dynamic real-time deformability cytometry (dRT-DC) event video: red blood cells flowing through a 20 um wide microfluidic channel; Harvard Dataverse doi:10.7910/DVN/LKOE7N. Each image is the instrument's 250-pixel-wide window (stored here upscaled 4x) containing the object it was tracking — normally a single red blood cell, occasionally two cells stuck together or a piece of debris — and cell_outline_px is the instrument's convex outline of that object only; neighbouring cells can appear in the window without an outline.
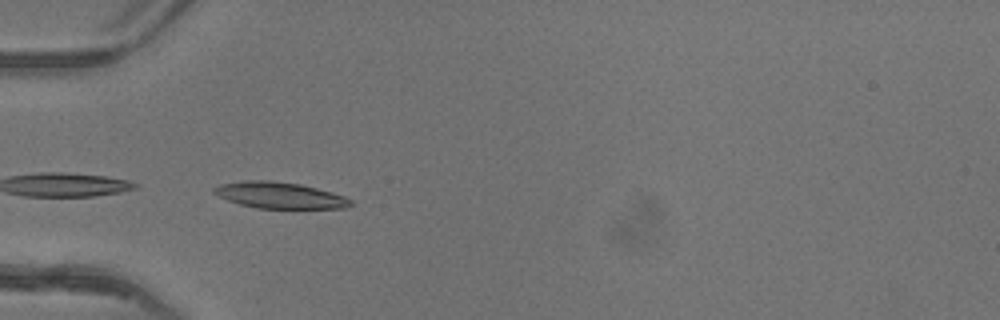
{"species": "common noctule bat (a hibernating species)", "species_latin": "Nyctalus noctula", "temperature_condition": "warm", "stored_images_in_passage": 35, "camera_frame_rate_fps": 3000, "um_per_image_px": 0.085, "animal": {"sex": "female"}, "frame": {"image": 1, "passage_image": 2, "time_ms": 0.333, "image_size_px": [1000, 320], "cell_outline_px": [[352, 204], [344, 208], [256, 208], [240, 204], [228, 200], [212, 192], [212, 188], [220, 184], [244, 180], [272, 180], [300, 184], [332, 192], [344, 196], [352, 200]], "centroid_in_image_um": [23.75, 16.59], "position_along_channel_um": 61.2, "area_um2": 20.87}}
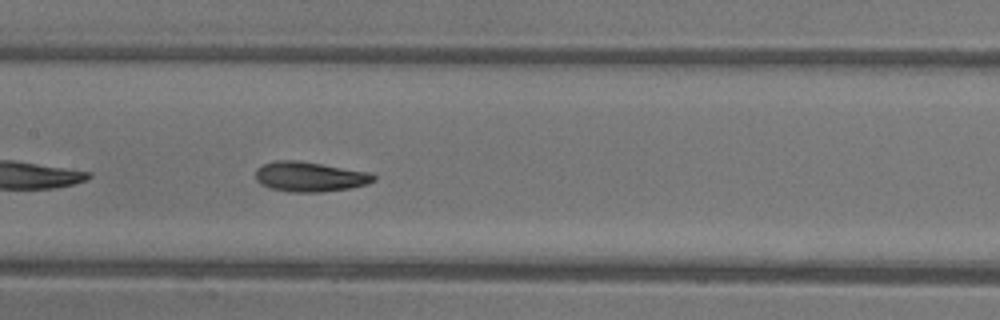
{"frame": {"image": 2, "passage_image": 11, "time_ms": 3.333, "image_size_px": [1000, 320], "cell_outline_px": [[376, 180], [368, 184], [348, 188], [320, 192], [288, 192], [268, 188], [260, 184], [256, 180], [256, 168], [264, 164], [276, 160], [296, 160], [368, 172], [376, 176]], "centroid_in_image_um": [26.29, 15.03], "position_along_channel_um": 181.1, "area_um2": 20.52}}
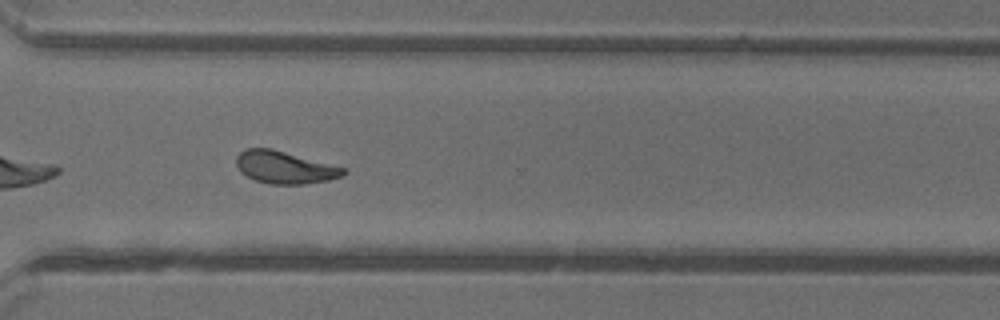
{"frame": {"image": 3, "passage_image": 23, "time_ms": 7.333, "image_size_px": [1000, 320], "cell_outline_px": [[348, 172], [344, 176], [328, 180], [304, 184], [272, 184], [256, 180], [240, 172], [236, 164], [236, 156], [244, 148], [272, 148], [348, 168]], "centroid_in_image_um": [24.24, 14.21], "position_along_channel_um": 346.4, "area_um2": 20.46}, "authors_computed_cell_mechanics": {"area_um2": 19.941, "velocity_mm_per_s": 4.1526, "shape_relaxation_time_tau1_ms": 2.5813, "shape_relaxation_time_tau2_ms": 1.7564, "deformation_change_tau1": 0.1405, "deformation_change_tau2": 0.0823}}